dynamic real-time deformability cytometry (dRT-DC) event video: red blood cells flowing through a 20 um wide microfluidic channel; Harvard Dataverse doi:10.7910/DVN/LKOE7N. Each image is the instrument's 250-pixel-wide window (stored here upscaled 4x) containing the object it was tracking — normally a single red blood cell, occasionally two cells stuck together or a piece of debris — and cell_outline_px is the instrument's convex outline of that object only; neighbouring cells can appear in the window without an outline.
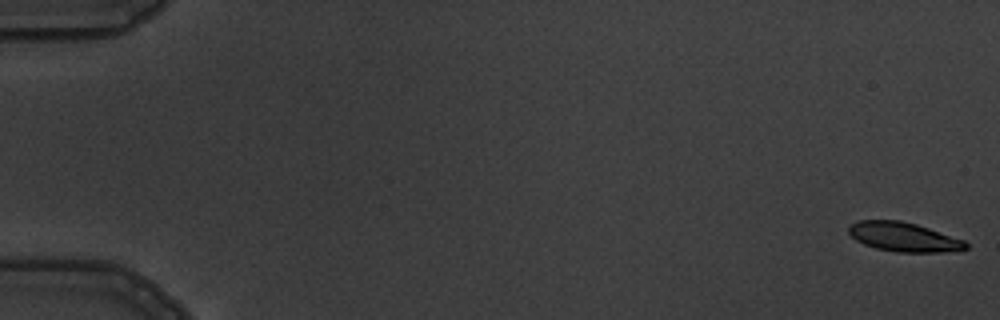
{"species": "common noctule bat (a hibernating species)", "species_latin": "Nyctalus noctula", "temperature_condition": "warm", "stored_images_in_passage": 8, "camera_frame_rate_fps": 3000, "um_per_image_px": 0.085, "animal": {"sex": "male", "body_mass_g": 19.5, "forearm_length_mm": 54.6}, "frame": {"image": 1, "passage_image": 1, "time_ms": 0.0, "image_size_px": [1000, 320], "cell_outline_px": [[968, 248], [940, 252], [896, 252], [876, 248], [864, 244], [856, 240], [848, 232], [848, 224], [860, 220], [900, 220], [916, 224], [964, 240], [968, 244]], "centroid_in_image_um": [76.77, 20.13], "position_along_channel_um": 8.2, "area_um2": 19.83}}
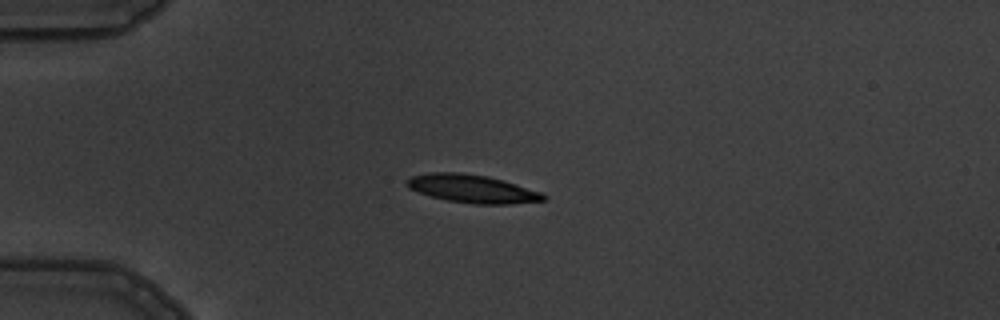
{"frame": {"image": 2, "passage_image": 5, "time_ms": 4.667, "image_size_px": [1000, 320], "cell_outline_px": [[548, 196], [544, 200], [512, 204], [476, 204], [448, 200], [432, 196], [408, 188], [404, 184], [404, 180], [412, 176], [428, 172], [460, 172], [488, 176], [504, 180], [544, 192]], "centroid_in_image_um": [40.17, 16.03], "position_along_channel_um": 44.8, "area_um2": 22.6}}